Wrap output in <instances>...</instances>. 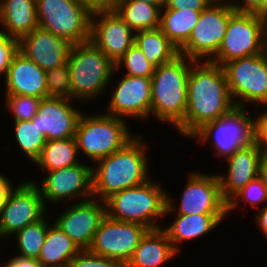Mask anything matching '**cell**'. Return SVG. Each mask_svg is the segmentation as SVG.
Instances as JSON below:
<instances>
[{"instance_id":"obj_22","label":"cell","mask_w":267,"mask_h":267,"mask_svg":"<svg viewBox=\"0 0 267 267\" xmlns=\"http://www.w3.org/2000/svg\"><path fill=\"white\" fill-rule=\"evenodd\" d=\"M4 95L47 97L46 71L18 51L6 73Z\"/></svg>"},{"instance_id":"obj_35","label":"cell","mask_w":267,"mask_h":267,"mask_svg":"<svg viewBox=\"0 0 267 267\" xmlns=\"http://www.w3.org/2000/svg\"><path fill=\"white\" fill-rule=\"evenodd\" d=\"M47 97L72 99L68 63L46 71Z\"/></svg>"},{"instance_id":"obj_16","label":"cell","mask_w":267,"mask_h":267,"mask_svg":"<svg viewBox=\"0 0 267 267\" xmlns=\"http://www.w3.org/2000/svg\"><path fill=\"white\" fill-rule=\"evenodd\" d=\"M120 79V80H119ZM113 86L104 113L118 118L146 120L151 118L152 80L123 75ZM126 117V118H125Z\"/></svg>"},{"instance_id":"obj_19","label":"cell","mask_w":267,"mask_h":267,"mask_svg":"<svg viewBox=\"0 0 267 267\" xmlns=\"http://www.w3.org/2000/svg\"><path fill=\"white\" fill-rule=\"evenodd\" d=\"M73 99L45 97L40 100L36 116L31 120L36 124L46 140L75 137L76 127L83 110L72 104Z\"/></svg>"},{"instance_id":"obj_48","label":"cell","mask_w":267,"mask_h":267,"mask_svg":"<svg viewBox=\"0 0 267 267\" xmlns=\"http://www.w3.org/2000/svg\"><path fill=\"white\" fill-rule=\"evenodd\" d=\"M131 1H142L152 5L158 6L160 9L165 5V0H131Z\"/></svg>"},{"instance_id":"obj_32","label":"cell","mask_w":267,"mask_h":267,"mask_svg":"<svg viewBox=\"0 0 267 267\" xmlns=\"http://www.w3.org/2000/svg\"><path fill=\"white\" fill-rule=\"evenodd\" d=\"M14 140L17 148L21 149L27 160L35 162L40 156L46 143L45 136L39 132V128L31 120L16 121L13 123Z\"/></svg>"},{"instance_id":"obj_30","label":"cell","mask_w":267,"mask_h":267,"mask_svg":"<svg viewBox=\"0 0 267 267\" xmlns=\"http://www.w3.org/2000/svg\"><path fill=\"white\" fill-rule=\"evenodd\" d=\"M134 31L160 27V11L156 6L142 1L119 0L114 10Z\"/></svg>"},{"instance_id":"obj_44","label":"cell","mask_w":267,"mask_h":267,"mask_svg":"<svg viewBox=\"0 0 267 267\" xmlns=\"http://www.w3.org/2000/svg\"><path fill=\"white\" fill-rule=\"evenodd\" d=\"M256 226L263 233V236L267 239V204L261 209H258L254 215Z\"/></svg>"},{"instance_id":"obj_20","label":"cell","mask_w":267,"mask_h":267,"mask_svg":"<svg viewBox=\"0 0 267 267\" xmlns=\"http://www.w3.org/2000/svg\"><path fill=\"white\" fill-rule=\"evenodd\" d=\"M71 47L66 39L40 27L19 40V51L44 71L66 64Z\"/></svg>"},{"instance_id":"obj_39","label":"cell","mask_w":267,"mask_h":267,"mask_svg":"<svg viewBox=\"0 0 267 267\" xmlns=\"http://www.w3.org/2000/svg\"><path fill=\"white\" fill-rule=\"evenodd\" d=\"M254 122V143L262 156H267V110H256Z\"/></svg>"},{"instance_id":"obj_1","label":"cell","mask_w":267,"mask_h":267,"mask_svg":"<svg viewBox=\"0 0 267 267\" xmlns=\"http://www.w3.org/2000/svg\"><path fill=\"white\" fill-rule=\"evenodd\" d=\"M234 107L223 67L210 61H194L188 77L186 138L190 139L206 123L219 119Z\"/></svg>"},{"instance_id":"obj_5","label":"cell","mask_w":267,"mask_h":267,"mask_svg":"<svg viewBox=\"0 0 267 267\" xmlns=\"http://www.w3.org/2000/svg\"><path fill=\"white\" fill-rule=\"evenodd\" d=\"M155 181L152 178L142 185L110 195L104 200L106 216L118 221L139 223L150 230L162 228L159 218H165L168 190Z\"/></svg>"},{"instance_id":"obj_21","label":"cell","mask_w":267,"mask_h":267,"mask_svg":"<svg viewBox=\"0 0 267 267\" xmlns=\"http://www.w3.org/2000/svg\"><path fill=\"white\" fill-rule=\"evenodd\" d=\"M262 153L253 142L225 158L226 173L220 175L222 197L228 202L239 190L258 177ZM222 174V175H221Z\"/></svg>"},{"instance_id":"obj_46","label":"cell","mask_w":267,"mask_h":267,"mask_svg":"<svg viewBox=\"0 0 267 267\" xmlns=\"http://www.w3.org/2000/svg\"><path fill=\"white\" fill-rule=\"evenodd\" d=\"M258 177L267 188V156H262L260 160Z\"/></svg>"},{"instance_id":"obj_25","label":"cell","mask_w":267,"mask_h":267,"mask_svg":"<svg viewBox=\"0 0 267 267\" xmlns=\"http://www.w3.org/2000/svg\"><path fill=\"white\" fill-rule=\"evenodd\" d=\"M0 32L20 40L38 27L36 0H0Z\"/></svg>"},{"instance_id":"obj_31","label":"cell","mask_w":267,"mask_h":267,"mask_svg":"<svg viewBox=\"0 0 267 267\" xmlns=\"http://www.w3.org/2000/svg\"><path fill=\"white\" fill-rule=\"evenodd\" d=\"M47 217L48 216L46 215L38 222L27 225L24 229L18 231L15 234L16 236H12L13 239L16 238L15 245H17V247L15 248H18V254L15 253L14 255L22 258L38 260L42 245L48 232V227L51 223L50 219Z\"/></svg>"},{"instance_id":"obj_17","label":"cell","mask_w":267,"mask_h":267,"mask_svg":"<svg viewBox=\"0 0 267 267\" xmlns=\"http://www.w3.org/2000/svg\"><path fill=\"white\" fill-rule=\"evenodd\" d=\"M54 222L79 248L88 250L101 221L106 217L103 200H89L67 204Z\"/></svg>"},{"instance_id":"obj_50","label":"cell","mask_w":267,"mask_h":267,"mask_svg":"<svg viewBox=\"0 0 267 267\" xmlns=\"http://www.w3.org/2000/svg\"><path fill=\"white\" fill-rule=\"evenodd\" d=\"M0 240H1V241H0V243H1L2 240H5V239H4L3 237L0 236ZM1 249H2V248H0V250H1ZM0 254H1V253H0ZM0 256H1V255H0ZM0 258H1V257H0ZM0 263H1V261H0ZM0 267H3L2 263H1Z\"/></svg>"},{"instance_id":"obj_12","label":"cell","mask_w":267,"mask_h":267,"mask_svg":"<svg viewBox=\"0 0 267 267\" xmlns=\"http://www.w3.org/2000/svg\"><path fill=\"white\" fill-rule=\"evenodd\" d=\"M44 173L40 183L29 180L38 187L46 207L48 203L55 207L93 198L92 165L81 161L74 166Z\"/></svg>"},{"instance_id":"obj_49","label":"cell","mask_w":267,"mask_h":267,"mask_svg":"<svg viewBox=\"0 0 267 267\" xmlns=\"http://www.w3.org/2000/svg\"><path fill=\"white\" fill-rule=\"evenodd\" d=\"M214 2H231L232 0H213Z\"/></svg>"},{"instance_id":"obj_8","label":"cell","mask_w":267,"mask_h":267,"mask_svg":"<svg viewBox=\"0 0 267 267\" xmlns=\"http://www.w3.org/2000/svg\"><path fill=\"white\" fill-rule=\"evenodd\" d=\"M222 67L235 106L267 110V51L231 60Z\"/></svg>"},{"instance_id":"obj_45","label":"cell","mask_w":267,"mask_h":267,"mask_svg":"<svg viewBox=\"0 0 267 267\" xmlns=\"http://www.w3.org/2000/svg\"><path fill=\"white\" fill-rule=\"evenodd\" d=\"M4 174L5 173H0V208L9 189L13 186V182L8 179V176L6 177V175Z\"/></svg>"},{"instance_id":"obj_47","label":"cell","mask_w":267,"mask_h":267,"mask_svg":"<svg viewBox=\"0 0 267 267\" xmlns=\"http://www.w3.org/2000/svg\"><path fill=\"white\" fill-rule=\"evenodd\" d=\"M256 15L267 26V0L264 1Z\"/></svg>"},{"instance_id":"obj_24","label":"cell","mask_w":267,"mask_h":267,"mask_svg":"<svg viewBox=\"0 0 267 267\" xmlns=\"http://www.w3.org/2000/svg\"><path fill=\"white\" fill-rule=\"evenodd\" d=\"M178 254L166 233L161 228L153 229L141 239L125 266L162 267Z\"/></svg>"},{"instance_id":"obj_43","label":"cell","mask_w":267,"mask_h":267,"mask_svg":"<svg viewBox=\"0 0 267 267\" xmlns=\"http://www.w3.org/2000/svg\"><path fill=\"white\" fill-rule=\"evenodd\" d=\"M232 0L231 5L238 12H257L265 0Z\"/></svg>"},{"instance_id":"obj_6","label":"cell","mask_w":267,"mask_h":267,"mask_svg":"<svg viewBox=\"0 0 267 267\" xmlns=\"http://www.w3.org/2000/svg\"><path fill=\"white\" fill-rule=\"evenodd\" d=\"M131 130L126 119L83 111L75 132L78 153L94 164L128 143L136 135Z\"/></svg>"},{"instance_id":"obj_40","label":"cell","mask_w":267,"mask_h":267,"mask_svg":"<svg viewBox=\"0 0 267 267\" xmlns=\"http://www.w3.org/2000/svg\"><path fill=\"white\" fill-rule=\"evenodd\" d=\"M213 0H165V5L161 9H186L190 7L196 11H203Z\"/></svg>"},{"instance_id":"obj_15","label":"cell","mask_w":267,"mask_h":267,"mask_svg":"<svg viewBox=\"0 0 267 267\" xmlns=\"http://www.w3.org/2000/svg\"><path fill=\"white\" fill-rule=\"evenodd\" d=\"M149 230L139 223L118 221L106 216L94 234L88 251L126 264Z\"/></svg>"},{"instance_id":"obj_23","label":"cell","mask_w":267,"mask_h":267,"mask_svg":"<svg viewBox=\"0 0 267 267\" xmlns=\"http://www.w3.org/2000/svg\"><path fill=\"white\" fill-rule=\"evenodd\" d=\"M175 219L161 229L166 233L174 249L179 253L186 241L207 236L223 223L228 214H192L174 215ZM181 248V249H180Z\"/></svg>"},{"instance_id":"obj_37","label":"cell","mask_w":267,"mask_h":267,"mask_svg":"<svg viewBox=\"0 0 267 267\" xmlns=\"http://www.w3.org/2000/svg\"><path fill=\"white\" fill-rule=\"evenodd\" d=\"M68 267H126L125 263L116 259L102 257L81 250L69 263Z\"/></svg>"},{"instance_id":"obj_29","label":"cell","mask_w":267,"mask_h":267,"mask_svg":"<svg viewBox=\"0 0 267 267\" xmlns=\"http://www.w3.org/2000/svg\"><path fill=\"white\" fill-rule=\"evenodd\" d=\"M149 63L155 67L172 61L179 55V49L160 30L148 29L135 32V42Z\"/></svg>"},{"instance_id":"obj_36","label":"cell","mask_w":267,"mask_h":267,"mask_svg":"<svg viewBox=\"0 0 267 267\" xmlns=\"http://www.w3.org/2000/svg\"><path fill=\"white\" fill-rule=\"evenodd\" d=\"M41 98L21 95H5L4 108L12 113L13 122L32 120L38 111Z\"/></svg>"},{"instance_id":"obj_27","label":"cell","mask_w":267,"mask_h":267,"mask_svg":"<svg viewBox=\"0 0 267 267\" xmlns=\"http://www.w3.org/2000/svg\"><path fill=\"white\" fill-rule=\"evenodd\" d=\"M202 11L186 9H161L160 30L180 49L189 39Z\"/></svg>"},{"instance_id":"obj_38","label":"cell","mask_w":267,"mask_h":267,"mask_svg":"<svg viewBox=\"0 0 267 267\" xmlns=\"http://www.w3.org/2000/svg\"><path fill=\"white\" fill-rule=\"evenodd\" d=\"M18 51L19 40L0 32V76L3 78L6 77L12 59Z\"/></svg>"},{"instance_id":"obj_42","label":"cell","mask_w":267,"mask_h":267,"mask_svg":"<svg viewBox=\"0 0 267 267\" xmlns=\"http://www.w3.org/2000/svg\"><path fill=\"white\" fill-rule=\"evenodd\" d=\"M11 258H5L3 267H44L37 259L22 258L17 255H10Z\"/></svg>"},{"instance_id":"obj_18","label":"cell","mask_w":267,"mask_h":267,"mask_svg":"<svg viewBox=\"0 0 267 267\" xmlns=\"http://www.w3.org/2000/svg\"><path fill=\"white\" fill-rule=\"evenodd\" d=\"M90 41L113 63H116L135 42V32L115 12L91 15Z\"/></svg>"},{"instance_id":"obj_41","label":"cell","mask_w":267,"mask_h":267,"mask_svg":"<svg viewBox=\"0 0 267 267\" xmlns=\"http://www.w3.org/2000/svg\"><path fill=\"white\" fill-rule=\"evenodd\" d=\"M92 14L95 12L114 11L119 0H79Z\"/></svg>"},{"instance_id":"obj_26","label":"cell","mask_w":267,"mask_h":267,"mask_svg":"<svg viewBox=\"0 0 267 267\" xmlns=\"http://www.w3.org/2000/svg\"><path fill=\"white\" fill-rule=\"evenodd\" d=\"M80 248L53 222L48 232L38 261L44 267H68Z\"/></svg>"},{"instance_id":"obj_9","label":"cell","mask_w":267,"mask_h":267,"mask_svg":"<svg viewBox=\"0 0 267 267\" xmlns=\"http://www.w3.org/2000/svg\"><path fill=\"white\" fill-rule=\"evenodd\" d=\"M267 51V26L255 12L235 11L229 18L225 36L217 53L209 60L225 63Z\"/></svg>"},{"instance_id":"obj_34","label":"cell","mask_w":267,"mask_h":267,"mask_svg":"<svg viewBox=\"0 0 267 267\" xmlns=\"http://www.w3.org/2000/svg\"><path fill=\"white\" fill-rule=\"evenodd\" d=\"M243 203L245 206L250 203L257 210L267 204V188L259 177L250 181L228 201V214L230 215L234 209Z\"/></svg>"},{"instance_id":"obj_11","label":"cell","mask_w":267,"mask_h":267,"mask_svg":"<svg viewBox=\"0 0 267 267\" xmlns=\"http://www.w3.org/2000/svg\"><path fill=\"white\" fill-rule=\"evenodd\" d=\"M188 174L179 204L167 192L165 216H171L174 213L183 215L228 214V202L222 197L218 174L201 173L195 170Z\"/></svg>"},{"instance_id":"obj_33","label":"cell","mask_w":267,"mask_h":267,"mask_svg":"<svg viewBox=\"0 0 267 267\" xmlns=\"http://www.w3.org/2000/svg\"><path fill=\"white\" fill-rule=\"evenodd\" d=\"M123 68L127 71L123 74L127 76L151 78L156 67L149 63L141 49L136 44H133L115 63L117 73Z\"/></svg>"},{"instance_id":"obj_3","label":"cell","mask_w":267,"mask_h":267,"mask_svg":"<svg viewBox=\"0 0 267 267\" xmlns=\"http://www.w3.org/2000/svg\"><path fill=\"white\" fill-rule=\"evenodd\" d=\"M194 60L181 54L172 61L159 65L151 77V116L171 124L176 133L185 137L188 77Z\"/></svg>"},{"instance_id":"obj_13","label":"cell","mask_w":267,"mask_h":267,"mask_svg":"<svg viewBox=\"0 0 267 267\" xmlns=\"http://www.w3.org/2000/svg\"><path fill=\"white\" fill-rule=\"evenodd\" d=\"M236 10L231 2H212L204 9L188 41L179 54L194 61H209L218 51L230 16Z\"/></svg>"},{"instance_id":"obj_7","label":"cell","mask_w":267,"mask_h":267,"mask_svg":"<svg viewBox=\"0 0 267 267\" xmlns=\"http://www.w3.org/2000/svg\"><path fill=\"white\" fill-rule=\"evenodd\" d=\"M249 111V108L236 106L219 119L206 123L190 139H197L202 145L210 141L214 156L224 160L254 142L256 110Z\"/></svg>"},{"instance_id":"obj_4","label":"cell","mask_w":267,"mask_h":267,"mask_svg":"<svg viewBox=\"0 0 267 267\" xmlns=\"http://www.w3.org/2000/svg\"><path fill=\"white\" fill-rule=\"evenodd\" d=\"M67 63L70 68L72 99L76 100L74 104L95 101L113 85L115 63L91 41L73 44Z\"/></svg>"},{"instance_id":"obj_28","label":"cell","mask_w":267,"mask_h":267,"mask_svg":"<svg viewBox=\"0 0 267 267\" xmlns=\"http://www.w3.org/2000/svg\"><path fill=\"white\" fill-rule=\"evenodd\" d=\"M77 142L75 137L59 140H47L40 156L33 164L38 166L42 172L62 169L79 164Z\"/></svg>"},{"instance_id":"obj_14","label":"cell","mask_w":267,"mask_h":267,"mask_svg":"<svg viewBox=\"0 0 267 267\" xmlns=\"http://www.w3.org/2000/svg\"><path fill=\"white\" fill-rule=\"evenodd\" d=\"M14 186L0 208V236L10 241L18 231L43 219L49 211L34 182L26 180Z\"/></svg>"},{"instance_id":"obj_10","label":"cell","mask_w":267,"mask_h":267,"mask_svg":"<svg viewBox=\"0 0 267 267\" xmlns=\"http://www.w3.org/2000/svg\"><path fill=\"white\" fill-rule=\"evenodd\" d=\"M38 27L73 44L90 41L92 13L79 0H36Z\"/></svg>"},{"instance_id":"obj_2","label":"cell","mask_w":267,"mask_h":267,"mask_svg":"<svg viewBox=\"0 0 267 267\" xmlns=\"http://www.w3.org/2000/svg\"><path fill=\"white\" fill-rule=\"evenodd\" d=\"M143 137L135 135L120 150L92 164L93 198L104 201L115 192L151 179L149 145Z\"/></svg>"}]
</instances>
